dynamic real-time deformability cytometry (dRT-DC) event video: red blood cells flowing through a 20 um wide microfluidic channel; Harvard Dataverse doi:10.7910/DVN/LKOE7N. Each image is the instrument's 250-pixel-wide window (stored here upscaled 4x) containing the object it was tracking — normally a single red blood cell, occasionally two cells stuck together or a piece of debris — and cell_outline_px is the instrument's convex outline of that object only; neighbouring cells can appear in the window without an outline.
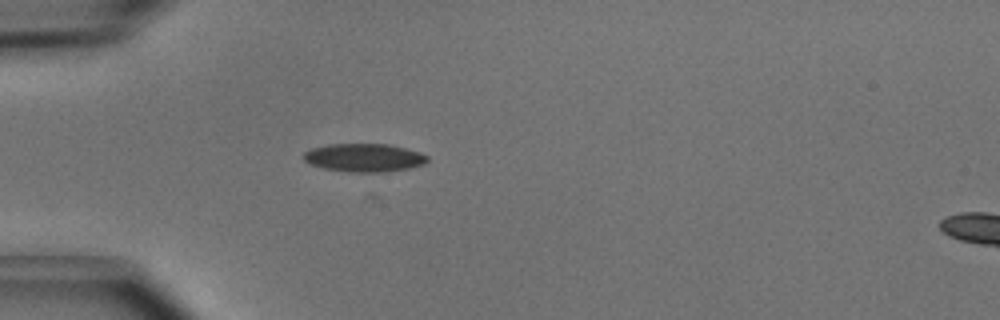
{"species": "common noctule bat (a hibernating species)", "species_latin": "Nyctalus noctula", "temperature_condition": "cold", "stored_images_in_passage": 4, "camera_frame_rate_fps": 3000, "um_per_image_px": 0.085, "animal": {"sex": "male", "body_mass_g": 15.6}, "frame": {"image": 1, "passage_image": 4, "time_ms": 1.0, "image_size_px": [1000, 320], "cell_outline_px": [[428, 160], [424, 164], [408, 168], [384, 172], [348, 172], [324, 168], [308, 164], [300, 156], [304, 152], [312, 148], [328, 144], [388, 144], [420, 152], [428, 156]], "centroid_in_image_um": [30.9, 13.4], "position_along_channel_um": 54.1, "area_um2": 20.46}}